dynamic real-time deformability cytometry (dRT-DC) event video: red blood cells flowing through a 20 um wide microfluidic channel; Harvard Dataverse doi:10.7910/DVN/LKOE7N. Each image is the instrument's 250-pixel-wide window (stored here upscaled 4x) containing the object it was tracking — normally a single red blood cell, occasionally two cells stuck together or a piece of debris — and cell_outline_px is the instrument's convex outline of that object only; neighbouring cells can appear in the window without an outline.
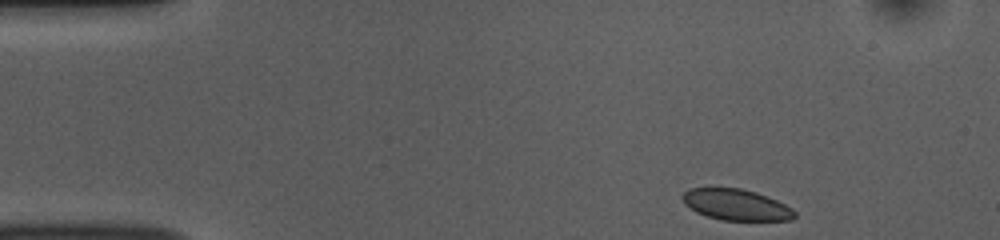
{"species": "common noctule bat (a hibernating species)", "species_latin": "Nyctalus noctula", "temperature_condition": "room temperature", "stored_images_in_passage": 47, "camera_frame_rate_fps": 3000, "um_per_image_px": 0.085, "animal": {"sex": "female", "body_mass_g": 10.0, "forearm_length_mm": 53.1}, "frame": {"image": 1, "passage_image": 1, "time_ms": 0.0, "image_size_px": [1000, 240], "cell_outline_px": [[796, 216], [792, 220], [720, 220], [696, 212], [684, 204], [680, 196], [688, 188], [740, 188], [756, 192], [768, 196], [792, 208], [796, 212]], "centroid_in_image_um": [62.56, 17.4], "position_along_channel_um": 22.4, "area_um2": 20.4}}
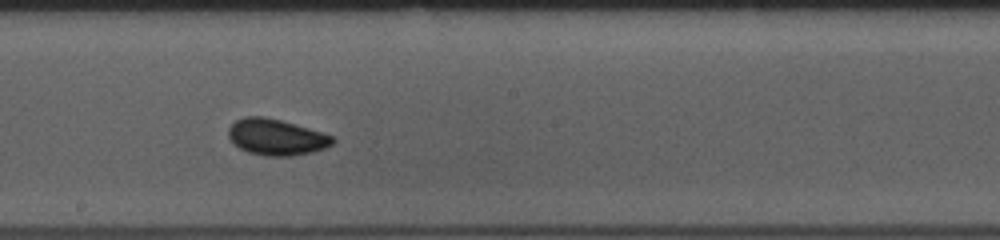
{"frame": {"image": 2, "passage_image": 23, "time_ms": 7.333, "image_size_px": [1000, 240], "cell_outline_px": [[336, 140], [332, 144], [324, 148], [312, 152], [292, 156], [264, 156], [248, 152], [232, 144], [228, 136], [228, 128], [236, 120], [244, 116], [264, 116], [280, 120], [336, 136]], "centroid_in_image_um": [23.47, 11.66], "position_along_channel_um": 224.7, "area_um2": 22.14}}
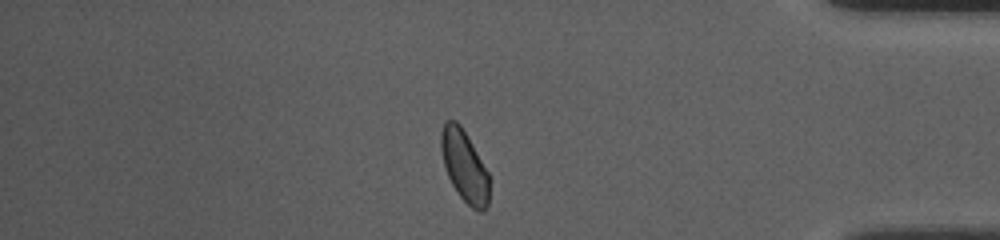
{"frame": {"image": 3, "passage_image": 39, "time_ms": 12.667, "image_size_px": [1000, 240], "cell_outline_px": [[488, 204], [484, 212], [480, 212], [472, 208], [460, 196], [452, 184], [444, 168], [440, 148], [440, 132], [444, 120], [456, 120], [460, 124], [488, 172]], "centroid_in_image_um": [39.44, 14.09], "position_along_channel_um": 395.8, "area_um2": 20.0}, "authors_computed_cell_mechanics": {"area_um2": 20.808, "velocity_mm_per_s": 3.7742, "shape_relaxation_time_tau1_ms": 6.7924, "shape_relaxation_time_tau2_ms": 1.1231, "deformation_change_tau1": 0.0917, "deformation_change_tau2": 0.0494}}